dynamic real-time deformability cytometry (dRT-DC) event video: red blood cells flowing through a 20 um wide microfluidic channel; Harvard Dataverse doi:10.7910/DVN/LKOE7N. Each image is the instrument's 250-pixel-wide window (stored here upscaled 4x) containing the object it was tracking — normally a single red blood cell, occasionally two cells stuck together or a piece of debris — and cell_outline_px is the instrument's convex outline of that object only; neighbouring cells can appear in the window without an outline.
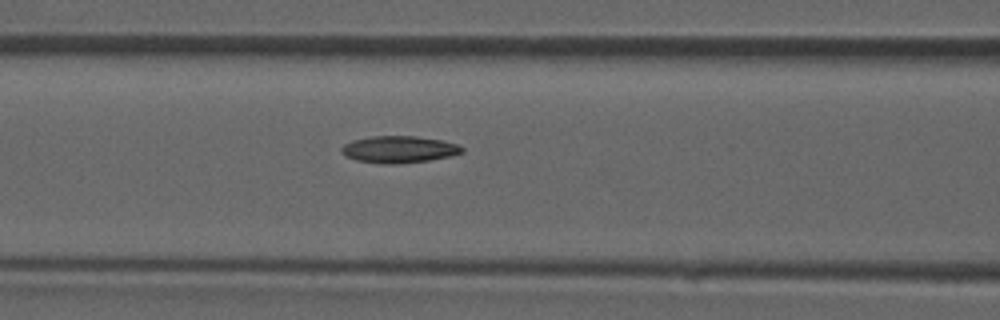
{"species": "common noctule bat (a hibernating species)", "species_latin": "Nyctalus noctula", "temperature_condition": "room temperature", "stored_images_in_passage": 28, "camera_frame_rate_fps": 3000, "um_per_image_px": 0.085, "animal": {"sex": "male", "forearm_length_mm": 52.5}, "frame": {"image": 1, "passage_image": 5, "time_ms": 1.333, "image_size_px": [1000, 320], "cell_outline_px": [[464, 152], [452, 156], [428, 160], [392, 164], [384, 164], [356, 160], [344, 156], [340, 152], [340, 148], [344, 144], [352, 140], [372, 136], [416, 136], [440, 140], [456, 144], [464, 148]], "centroid_in_image_um": [33.88, 12.7], "position_along_channel_um": 132.7, "area_um2": 18.9}}